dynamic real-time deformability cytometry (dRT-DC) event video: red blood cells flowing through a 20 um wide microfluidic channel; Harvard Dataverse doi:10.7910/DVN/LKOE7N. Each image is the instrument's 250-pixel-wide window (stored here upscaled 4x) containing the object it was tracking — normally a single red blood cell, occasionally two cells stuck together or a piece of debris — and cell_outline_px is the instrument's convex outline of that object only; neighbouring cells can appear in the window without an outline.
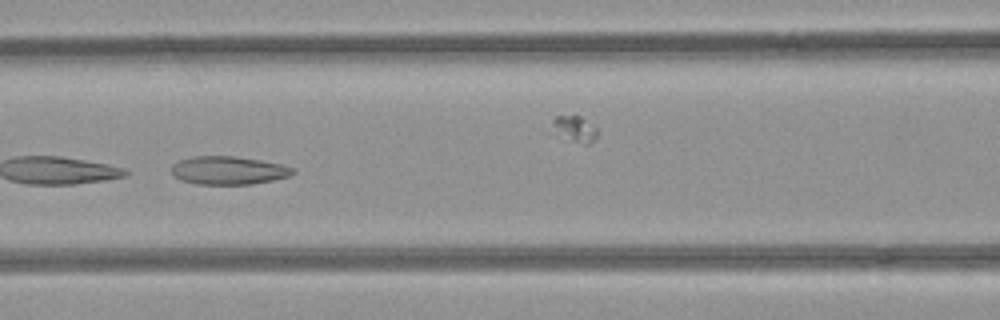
{"species": "common noctule bat (a hibernating species)", "species_latin": "Nyctalus noctula", "temperature_condition": "room temperature", "stored_images_in_passage": 8, "camera_frame_rate_fps": 3000, "um_per_image_px": 0.085, "animal": {"sex": "female", "body_mass_g": 21.9}, "frame": {"image": 1, "passage_image": 5, "time_ms": 1.333, "image_size_px": [1000, 320], "cell_outline_px": [[296, 172], [292, 176], [252, 184], [196, 184], [180, 180], [172, 172], [172, 164], [180, 160], [196, 156], [232, 156], [260, 160], [280, 164], [296, 168]], "centroid_in_image_um": [19.46, 14.49], "position_along_channel_um": 147.1, "area_um2": 19.94}}